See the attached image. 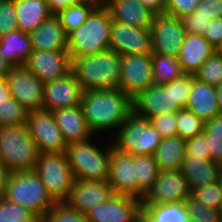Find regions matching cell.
I'll list each match as a JSON object with an SVG mask.
<instances>
[{
    "label": "cell",
    "instance_id": "cell-33",
    "mask_svg": "<svg viewBox=\"0 0 222 222\" xmlns=\"http://www.w3.org/2000/svg\"><path fill=\"white\" fill-rule=\"evenodd\" d=\"M98 4L93 1H80L72 6L60 11L56 16L66 34L78 29L87 19L88 15Z\"/></svg>",
    "mask_w": 222,
    "mask_h": 222
},
{
    "label": "cell",
    "instance_id": "cell-60",
    "mask_svg": "<svg viewBox=\"0 0 222 222\" xmlns=\"http://www.w3.org/2000/svg\"><path fill=\"white\" fill-rule=\"evenodd\" d=\"M6 0H0V8Z\"/></svg>",
    "mask_w": 222,
    "mask_h": 222
},
{
    "label": "cell",
    "instance_id": "cell-1",
    "mask_svg": "<svg viewBox=\"0 0 222 222\" xmlns=\"http://www.w3.org/2000/svg\"><path fill=\"white\" fill-rule=\"evenodd\" d=\"M81 107L92 134L121 127L133 112V99L120 88L83 91Z\"/></svg>",
    "mask_w": 222,
    "mask_h": 222
},
{
    "label": "cell",
    "instance_id": "cell-23",
    "mask_svg": "<svg viewBox=\"0 0 222 222\" xmlns=\"http://www.w3.org/2000/svg\"><path fill=\"white\" fill-rule=\"evenodd\" d=\"M53 115L67 145L92 137L81 105L55 110Z\"/></svg>",
    "mask_w": 222,
    "mask_h": 222
},
{
    "label": "cell",
    "instance_id": "cell-43",
    "mask_svg": "<svg viewBox=\"0 0 222 222\" xmlns=\"http://www.w3.org/2000/svg\"><path fill=\"white\" fill-rule=\"evenodd\" d=\"M185 158L212 160L204 131L185 140Z\"/></svg>",
    "mask_w": 222,
    "mask_h": 222
},
{
    "label": "cell",
    "instance_id": "cell-3",
    "mask_svg": "<svg viewBox=\"0 0 222 222\" xmlns=\"http://www.w3.org/2000/svg\"><path fill=\"white\" fill-rule=\"evenodd\" d=\"M112 19L108 9L97 5L86 21L67 36V51L70 57L93 55L109 49Z\"/></svg>",
    "mask_w": 222,
    "mask_h": 222
},
{
    "label": "cell",
    "instance_id": "cell-49",
    "mask_svg": "<svg viewBox=\"0 0 222 222\" xmlns=\"http://www.w3.org/2000/svg\"><path fill=\"white\" fill-rule=\"evenodd\" d=\"M203 36L216 48L222 42V18L210 20Z\"/></svg>",
    "mask_w": 222,
    "mask_h": 222
},
{
    "label": "cell",
    "instance_id": "cell-12",
    "mask_svg": "<svg viewBox=\"0 0 222 222\" xmlns=\"http://www.w3.org/2000/svg\"><path fill=\"white\" fill-rule=\"evenodd\" d=\"M150 31L152 54L178 57L180 46L186 36L180 18L166 13L155 14Z\"/></svg>",
    "mask_w": 222,
    "mask_h": 222
},
{
    "label": "cell",
    "instance_id": "cell-8",
    "mask_svg": "<svg viewBox=\"0 0 222 222\" xmlns=\"http://www.w3.org/2000/svg\"><path fill=\"white\" fill-rule=\"evenodd\" d=\"M34 171L56 202L69 197L74 177L66 153H39Z\"/></svg>",
    "mask_w": 222,
    "mask_h": 222
},
{
    "label": "cell",
    "instance_id": "cell-47",
    "mask_svg": "<svg viewBox=\"0 0 222 222\" xmlns=\"http://www.w3.org/2000/svg\"><path fill=\"white\" fill-rule=\"evenodd\" d=\"M200 0H166V14L181 18L192 13Z\"/></svg>",
    "mask_w": 222,
    "mask_h": 222
},
{
    "label": "cell",
    "instance_id": "cell-59",
    "mask_svg": "<svg viewBox=\"0 0 222 222\" xmlns=\"http://www.w3.org/2000/svg\"><path fill=\"white\" fill-rule=\"evenodd\" d=\"M81 1H93V2H96L99 5V4H104V2L106 0H81Z\"/></svg>",
    "mask_w": 222,
    "mask_h": 222
},
{
    "label": "cell",
    "instance_id": "cell-25",
    "mask_svg": "<svg viewBox=\"0 0 222 222\" xmlns=\"http://www.w3.org/2000/svg\"><path fill=\"white\" fill-rule=\"evenodd\" d=\"M186 109L190 110L204 122L220 115L216 88L207 83L192 79V87Z\"/></svg>",
    "mask_w": 222,
    "mask_h": 222
},
{
    "label": "cell",
    "instance_id": "cell-30",
    "mask_svg": "<svg viewBox=\"0 0 222 222\" xmlns=\"http://www.w3.org/2000/svg\"><path fill=\"white\" fill-rule=\"evenodd\" d=\"M142 214L147 222H189L184 202L166 204H142Z\"/></svg>",
    "mask_w": 222,
    "mask_h": 222
},
{
    "label": "cell",
    "instance_id": "cell-53",
    "mask_svg": "<svg viewBox=\"0 0 222 222\" xmlns=\"http://www.w3.org/2000/svg\"><path fill=\"white\" fill-rule=\"evenodd\" d=\"M11 91L6 77L0 79V103L6 102V99L11 98Z\"/></svg>",
    "mask_w": 222,
    "mask_h": 222
},
{
    "label": "cell",
    "instance_id": "cell-54",
    "mask_svg": "<svg viewBox=\"0 0 222 222\" xmlns=\"http://www.w3.org/2000/svg\"><path fill=\"white\" fill-rule=\"evenodd\" d=\"M11 65L5 62V60L0 55V79L5 78L10 72Z\"/></svg>",
    "mask_w": 222,
    "mask_h": 222
},
{
    "label": "cell",
    "instance_id": "cell-48",
    "mask_svg": "<svg viewBox=\"0 0 222 222\" xmlns=\"http://www.w3.org/2000/svg\"><path fill=\"white\" fill-rule=\"evenodd\" d=\"M194 11L198 15L209 17L210 20L222 18V0H200Z\"/></svg>",
    "mask_w": 222,
    "mask_h": 222
},
{
    "label": "cell",
    "instance_id": "cell-37",
    "mask_svg": "<svg viewBox=\"0 0 222 222\" xmlns=\"http://www.w3.org/2000/svg\"><path fill=\"white\" fill-rule=\"evenodd\" d=\"M177 136L183 140L193 138L204 131V121L186 108L177 111Z\"/></svg>",
    "mask_w": 222,
    "mask_h": 222
},
{
    "label": "cell",
    "instance_id": "cell-5",
    "mask_svg": "<svg viewBox=\"0 0 222 222\" xmlns=\"http://www.w3.org/2000/svg\"><path fill=\"white\" fill-rule=\"evenodd\" d=\"M38 155L27 125L0 127V160L10 172L34 170Z\"/></svg>",
    "mask_w": 222,
    "mask_h": 222
},
{
    "label": "cell",
    "instance_id": "cell-55",
    "mask_svg": "<svg viewBox=\"0 0 222 222\" xmlns=\"http://www.w3.org/2000/svg\"><path fill=\"white\" fill-rule=\"evenodd\" d=\"M216 88V96L218 102V108L220 114H222V84L218 85Z\"/></svg>",
    "mask_w": 222,
    "mask_h": 222
},
{
    "label": "cell",
    "instance_id": "cell-26",
    "mask_svg": "<svg viewBox=\"0 0 222 222\" xmlns=\"http://www.w3.org/2000/svg\"><path fill=\"white\" fill-rule=\"evenodd\" d=\"M17 26L23 33L30 34L53 14L48 0H13Z\"/></svg>",
    "mask_w": 222,
    "mask_h": 222
},
{
    "label": "cell",
    "instance_id": "cell-58",
    "mask_svg": "<svg viewBox=\"0 0 222 222\" xmlns=\"http://www.w3.org/2000/svg\"><path fill=\"white\" fill-rule=\"evenodd\" d=\"M218 182H219V184L221 186V190H222V168H221V170L219 172Z\"/></svg>",
    "mask_w": 222,
    "mask_h": 222
},
{
    "label": "cell",
    "instance_id": "cell-14",
    "mask_svg": "<svg viewBox=\"0 0 222 222\" xmlns=\"http://www.w3.org/2000/svg\"><path fill=\"white\" fill-rule=\"evenodd\" d=\"M190 194L188 183L180 170H162L142 204L181 203Z\"/></svg>",
    "mask_w": 222,
    "mask_h": 222
},
{
    "label": "cell",
    "instance_id": "cell-41",
    "mask_svg": "<svg viewBox=\"0 0 222 222\" xmlns=\"http://www.w3.org/2000/svg\"><path fill=\"white\" fill-rule=\"evenodd\" d=\"M41 222H89L86 214L70 208L65 202H57Z\"/></svg>",
    "mask_w": 222,
    "mask_h": 222
},
{
    "label": "cell",
    "instance_id": "cell-2",
    "mask_svg": "<svg viewBox=\"0 0 222 222\" xmlns=\"http://www.w3.org/2000/svg\"><path fill=\"white\" fill-rule=\"evenodd\" d=\"M71 71L83 91L119 88L121 55L106 49L93 55L73 57Z\"/></svg>",
    "mask_w": 222,
    "mask_h": 222
},
{
    "label": "cell",
    "instance_id": "cell-52",
    "mask_svg": "<svg viewBox=\"0 0 222 222\" xmlns=\"http://www.w3.org/2000/svg\"><path fill=\"white\" fill-rule=\"evenodd\" d=\"M10 176V170L0 160V198L5 197L7 181Z\"/></svg>",
    "mask_w": 222,
    "mask_h": 222
},
{
    "label": "cell",
    "instance_id": "cell-19",
    "mask_svg": "<svg viewBox=\"0 0 222 222\" xmlns=\"http://www.w3.org/2000/svg\"><path fill=\"white\" fill-rule=\"evenodd\" d=\"M108 182L115 194L137 198L134 155L111 146Z\"/></svg>",
    "mask_w": 222,
    "mask_h": 222
},
{
    "label": "cell",
    "instance_id": "cell-50",
    "mask_svg": "<svg viewBox=\"0 0 222 222\" xmlns=\"http://www.w3.org/2000/svg\"><path fill=\"white\" fill-rule=\"evenodd\" d=\"M81 0H48L50 11L53 15L58 14L60 11L79 3Z\"/></svg>",
    "mask_w": 222,
    "mask_h": 222
},
{
    "label": "cell",
    "instance_id": "cell-56",
    "mask_svg": "<svg viewBox=\"0 0 222 222\" xmlns=\"http://www.w3.org/2000/svg\"><path fill=\"white\" fill-rule=\"evenodd\" d=\"M215 53L222 58V42L214 48Z\"/></svg>",
    "mask_w": 222,
    "mask_h": 222
},
{
    "label": "cell",
    "instance_id": "cell-44",
    "mask_svg": "<svg viewBox=\"0 0 222 222\" xmlns=\"http://www.w3.org/2000/svg\"><path fill=\"white\" fill-rule=\"evenodd\" d=\"M162 138L177 136V112H169L149 119Z\"/></svg>",
    "mask_w": 222,
    "mask_h": 222
},
{
    "label": "cell",
    "instance_id": "cell-27",
    "mask_svg": "<svg viewBox=\"0 0 222 222\" xmlns=\"http://www.w3.org/2000/svg\"><path fill=\"white\" fill-rule=\"evenodd\" d=\"M32 52L29 34L17 29L0 36V55L12 67L24 65Z\"/></svg>",
    "mask_w": 222,
    "mask_h": 222
},
{
    "label": "cell",
    "instance_id": "cell-9",
    "mask_svg": "<svg viewBox=\"0 0 222 222\" xmlns=\"http://www.w3.org/2000/svg\"><path fill=\"white\" fill-rule=\"evenodd\" d=\"M27 126L39 153H66L67 144L52 111H30Z\"/></svg>",
    "mask_w": 222,
    "mask_h": 222
},
{
    "label": "cell",
    "instance_id": "cell-45",
    "mask_svg": "<svg viewBox=\"0 0 222 222\" xmlns=\"http://www.w3.org/2000/svg\"><path fill=\"white\" fill-rule=\"evenodd\" d=\"M13 0H6L0 8V36L18 29Z\"/></svg>",
    "mask_w": 222,
    "mask_h": 222
},
{
    "label": "cell",
    "instance_id": "cell-6",
    "mask_svg": "<svg viewBox=\"0 0 222 222\" xmlns=\"http://www.w3.org/2000/svg\"><path fill=\"white\" fill-rule=\"evenodd\" d=\"M107 149L101 151L89 139L68 144L66 156L74 180H108L111 145Z\"/></svg>",
    "mask_w": 222,
    "mask_h": 222
},
{
    "label": "cell",
    "instance_id": "cell-32",
    "mask_svg": "<svg viewBox=\"0 0 222 222\" xmlns=\"http://www.w3.org/2000/svg\"><path fill=\"white\" fill-rule=\"evenodd\" d=\"M153 84L162 86L170 81L182 77V70L178 59L163 54H152Z\"/></svg>",
    "mask_w": 222,
    "mask_h": 222
},
{
    "label": "cell",
    "instance_id": "cell-15",
    "mask_svg": "<svg viewBox=\"0 0 222 222\" xmlns=\"http://www.w3.org/2000/svg\"><path fill=\"white\" fill-rule=\"evenodd\" d=\"M142 214V200L114 194L86 213L89 222H133Z\"/></svg>",
    "mask_w": 222,
    "mask_h": 222
},
{
    "label": "cell",
    "instance_id": "cell-17",
    "mask_svg": "<svg viewBox=\"0 0 222 222\" xmlns=\"http://www.w3.org/2000/svg\"><path fill=\"white\" fill-rule=\"evenodd\" d=\"M114 194L108 180H74L69 197L64 202L70 208L86 214Z\"/></svg>",
    "mask_w": 222,
    "mask_h": 222
},
{
    "label": "cell",
    "instance_id": "cell-61",
    "mask_svg": "<svg viewBox=\"0 0 222 222\" xmlns=\"http://www.w3.org/2000/svg\"><path fill=\"white\" fill-rule=\"evenodd\" d=\"M189 222H200L198 220H189Z\"/></svg>",
    "mask_w": 222,
    "mask_h": 222
},
{
    "label": "cell",
    "instance_id": "cell-22",
    "mask_svg": "<svg viewBox=\"0 0 222 222\" xmlns=\"http://www.w3.org/2000/svg\"><path fill=\"white\" fill-rule=\"evenodd\" d=\"M214 53V47L203 35L186 34L177 59L185 74L194 75Z\"/></svg>",
    "mask_w": 222,
    "mask_h": 222
},
{
    "label": "cell",
    "instance_id": "cell-34",
    "mask_svg": "<svg viewBox=\"0 0 222 222\" xmlns=\"http://www.w3.org/2000/svg\"><path fill=\"white\" fill-rule=\"evenodd\" d=\"M204 132L212 161L222 164V114L206 120Z\"/></svg>",
    "mask_w": 222,
    "mask_h": 222
},
{
    "label": "cell",
    "instance_id": "cell-39",
    "mask_svg": "<svg viewBox=\"0 0 222 222\" xmlns=\"http://www.w3.org/2000/svg\"><path fill=\"white\" fill-rule=\"evenodd\" d=\"M190 220L200 222H222V210L213 209L204 205L191 194L184 202Z\"/></svg>",
    "mask_w": 222,
    "mask_h": 222
},
{
    "label": "cell",
    "instance_id": "cell-11",
    "mask_svg": "<svg viewBox=\"0 0 222 222\" xmlns=\"http://www.w3.org/2000/svg\"><path fill=\"white\" fill-rule=\"evenodd\" d=\"M6 79L11 96L29 112L43 109L44 83L25 65L11 67Z\"/></svg>",
    "mask_w": 222,
    "mask_h": 222
},
{
    "label": "cell",
    "instance_id": "cell-20",
    "mask_svg": "<svg viewBox=\"0 0 222 222\" xmlns=\"http://www.w3.org/2000/svg\"><path fill=\"white\" fill-rule=\"evenodd\" d=\"M111 19L138 28H151L155 13L140 0H106Z\"/></svg>",
    "mask_w": 222,
    "mask_h": 222
},
{
    "label": "cell",
    "instance_id": "cell-51",
    "mask_svg": "<svg viewBox=\"0 0 222 222\" xmlns=\"http://www.w3.org/2000/svg\"><path fill=\"white\" fill-rule=\"evenodd\" d=\"M155 14L166 13V0H140Z\"/></svg>",
    "mask_w": 222,
    "mask_h": 222
},
{
    "label": "cell",
    "instance_id": "cell-46",
    "mask_svg": "<svg viewBox=\"0 0 222 222\" xmlns=\"http://www.w3.org/2000/svg\"><path fill=\"white\" fill-rule=\"evenodd\" d=\"M186 34H200L204 32L210 22L209 17L198 15L195 11L180 18Z\"/></svg>",
    "mask_w": 222,
    "mask_h": 222
},
{
    "label": "cell",
    "instance_id": "cell-21",
    "mask_svg": "<svg viewBox=\"0 0 222 222\" xmlns=\"http://www.w3.org/2000/svg\"><path fill=\"white\" fill-rule=\"evenodd\" d=\"M133 112L148 119L171 112L170 82L141 91L133 98Z\"/></svg>",
    "mask_w": 222,
    "mask_h": 222
},
{
    "label": "cell",
    "instance_id": "cell-40",
    "mask_svg": "<svg viewBox=\"0 0 222 222\" xmlns=\"http://www.w3.org/2000/svg\"><path fill=\"white\" fill-rule=\"evenodd\" d=\"M194 77L214 87L222 84V58L214 53L194 74Z\"/></svg>",
    "mask_w": 222,
    "mask_h": 222
},
{
    "label": "cell",
    "instance_id": "cell-57",
    "mask_svg": "<svg viewBox=\"0 0 222 222\" xmlns=\"http://www.w3.org/2000/svg\"><path fill=\"white\" fill-rule=\"evenodd\" d=\"M133 222H147L145 216L143 214H141L136 220H134Z\"/></svg>",
    "mask_w": 222,
    "mask_h": 222
},
{
    "label": "cell",
    "instance_id": "cell-4",
    "mask_svg": "<svg viewBox=\"0 0 222 222\" xmlns=\"http://www.w3.org/2000/svg\"><path fill=\"white\" fill-rule=\"evenodd\" d=\"M4 198L27 208L40 220L57 203L34 170L10 172Z\"/></svg>",
    "mask_w": 222,
    "mask_h": 222
},
{
    "label": "cell",
    "instance_id": "cell-13",
    "mask_svg": "<svg viewBox=\"0 0 222 222\" xmlns=\"http://www.w3.org/2000/svg\"><path fill=\"white\" fill-rule=\"evenodd\" d=\"M109 49L119 55L152 54L150 28H138L112 20Z\"/></svg>",
    "mask_w": 222,
    "mask_h": 222
},
{
    "label": "cell",
    "instance_id": "cell-7",
    "mask_svg": "<svg viewBox=\"0 0 222 222\" xmlns=\"http://www.w3.org/2000/svg\"><path fill=\"white\" fill-rule=\"evenodd\" d=\"M113 146L118 150L136 155H154L162 141L161 134L148 118L132 112L116 132Z\"/></svg>",
    "mask_w": 222,
    "mask_h": 222
},
{
    "label": "cell",
    "instance_id": "cell-18",
    "mask_svg": "<svg viewBox=\"0 0 222 222\" xmlns=\"http://www.w3.org/2000/svg\"><path fill=\"white\" fill-rule=\"evenodd\" d=\"M83 90L74 73L54 81L44 83L43 110L55 111L81 104Z\"/></svg>",
    "mask_w": 222,
    "mask_h": 222
},
{
    "label": "cell",
    "instance_id": "cell-36",
    "mask_svg": "<svg viewBox=\"0 0 222 222\" xmlns=\"http://www.w3.org/2000/svg\"><path fill=\"white\" fill-rule=\"evenodd\" d=\"M193 78V74H184L170 81L171 112L186 108Z\"/></svg>",
    "mask_w": 222,
    "mask_h": 222
},
{
    "label": "cell",
    "instance_id": "cell-10",
    "mask_svg": "<svg viewBox=\"0 0 222 222\" xmlns=\"http://www.w3.org/2000/svg\"><path fill=\"white\" fill-rule=\"evenodd\" d=\"M152 54L121 55L119 88L132 99L152 87Z\"/></svg>",
    "mask_w": 222,
    "mask_h": 222
},
{
    "label": "cell",
    "instance_id": "cell-31",
    "mask_svg": "<svg viewBox=\"0 0 222 222\" xmlns=\"http://www.w3.org/2000/svg\"><path fill=\"white\" fill-rule=\"evenodd\" d=\"M135 181L137 184V199L143 198L151 190L160 169L155 162L154 155L134 156Z\"/></svg>",
    "mask_w": 222,
    "mask_h": 222
},
{
    "label": "cell",
    "instance_id": "cell-42",
    "mask_svg": "<svg viewBox=\"0 0 222 222\" xmlns=\"http://www.w3.org/2000/svg\"><path fill=\"white\" fill-rule=\"evenodd\" d=\"M191 195L208 207L222 210V190L218 181L194 188Z\"/></svg>",
    "mask_w": 222,
    "mask_h": 222
},
{
    "label": "cell",
    "instance_id": "cell-16",
    "mask_svg": "<svg viewBox=\"0 0 222 222\" xmlns=\"http://www.w3.org/2000/svg\"><path fill=\"white\" fill-rule=\"evenodd\" d=\"M24 65L43 83H46L70 73L72 59L67 50H33Z\"/></svg>",
    "mask_w": 222,
    "mask_h": 222
},
{
    "label": "cell",
    "instance_id": "cell-24",
    "mask_svg": "<svg viewBox=\"0 0 222 222\" xmlns=\"http://www.w3.org/2000/svg\"><path fill=\"white\" fill-rule=\"evenodd\" d=\"M33 50H67V34L59 18L52 15L30 34Z\"/></svg>",
    "mask_w": 222,
    "mask_h": 222
},
{
    "label": "cell",
    "instance_id": "cell-29",
    "mask_svg": "<svg viewBox=\"0 0 222 222\" xmlns=\"http://www.w3.org/2000/svg\"><path fill=\"white\" fill-rule=\"evenodd\" d=\"M154 157L160 171L180 170L185 160V140L179 136L162 138Z\"/></svg>",
    "mask_w": 222,
    "mask_h": 222
},
{
    "label": "cell",
    "instance_id": "cell-35",
    "mask_svg": "<svg viewBox=\"0 0 222 222\" xmlns=\"http://www.w3.org/2000/svg\"><path fill=\"white\" fill-rule=\"evenodd\" d=\"M29 111L15 98L0 103V127L27 125Z\"/></svg>",
    "mask_w": 222,
    "mask_h": 222
},
{
    "label": "cell",
    "instance_id": "cell-28",
    "mask_svg": "<svg viewBox=\"0 0 222 222\" xmlns=\"http://www.w3.org/2000/svg\"><path fill=\"white\" fill-rule=\"evenodd\" d=\"M221 168L222 164L212 160L185 158L180 171L192 191L218 181Z\"/></svg>",
    "mask_w": 222,
    "mask_h": 222
},
{
    "label": "cell",
    "instance_id": "cell-38",
    "mask_svg": "<svg viewBox=\"0 0 222 222\" xmlns=\"http://www.w3.org/2000/svg\"><path fill=\"white\" fill-rule=\"evenodd\" d=\"M0 222H41L27 208L0 198Z\"/></svg>",
    "mask_w": 222,
    "mask_h": 222
}]
</instances>
